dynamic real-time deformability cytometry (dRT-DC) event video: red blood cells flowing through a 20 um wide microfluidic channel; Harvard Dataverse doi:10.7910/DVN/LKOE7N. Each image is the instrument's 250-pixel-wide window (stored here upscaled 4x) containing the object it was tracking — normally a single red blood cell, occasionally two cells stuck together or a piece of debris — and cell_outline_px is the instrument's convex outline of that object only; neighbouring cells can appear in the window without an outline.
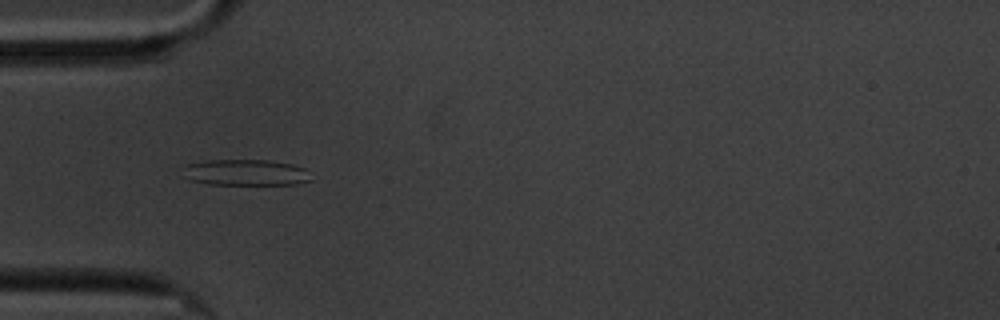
{"species": "common noctule bat (a hibernating species)", "species_latin": "Nyctalus noctula", "temperature_condition": "cold", "stored_images_in_passage": 6, "camera_frame_rate_fps": 3000, "um_per_image_px": 0.085, "animal": {"sex": "male", "body_mass_g": 20.1, "forearm_length_mm": 53.5}, "frame": {"image": 1, "passage_image": 5, "time_ms": 5.0, "image_size_px": [1000, 320], "cell_outline_px": [[312, 180], [296, 184], [208, 184], [192, 180], [188, 164], [208, 160], [268, 160], [292, 164], [304, 168]], "centroid_in_image_um": [21.03, 14.66], "position_along_channel_um": 64.0, "area_um2": 18.73}}